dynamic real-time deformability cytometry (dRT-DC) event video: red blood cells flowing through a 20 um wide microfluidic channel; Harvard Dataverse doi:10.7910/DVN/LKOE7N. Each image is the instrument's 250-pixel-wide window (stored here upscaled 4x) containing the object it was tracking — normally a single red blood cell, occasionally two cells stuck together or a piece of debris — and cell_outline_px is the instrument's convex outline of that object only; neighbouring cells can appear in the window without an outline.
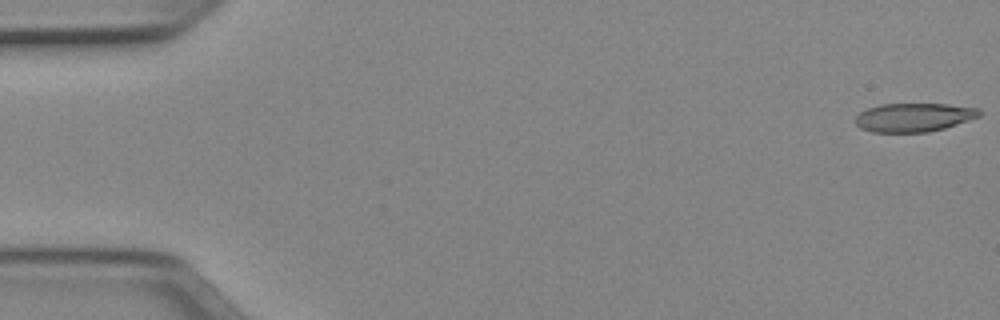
{"species": "Egyptian fruit bat (a non-hibernating species)", "species_latin": "Rousettus aegyptiacus", "temperature_condition": "cold", "stored_images_in_passage": 51, "camera_frame_rate_fps": 3000, "um_per_image_px": 0.085, "animal": {"sex": "female"}, "frame": {"image": 1, "passage_image": 1, "time_ms": 0.0, "image_size_px": [1000, 320], "cell_outline_px": [[980, 116], [944, 128], [928, 132], [872, 132], [860, 128], [856, 124], [856, 116], [860, 112], [868, 108], [880, 104], [948, 104], [980, 108]], "centroid_in_image_um": [77.67, 9.97], "position_along_channel_um": 7.3, "area_um2": 20.63}}
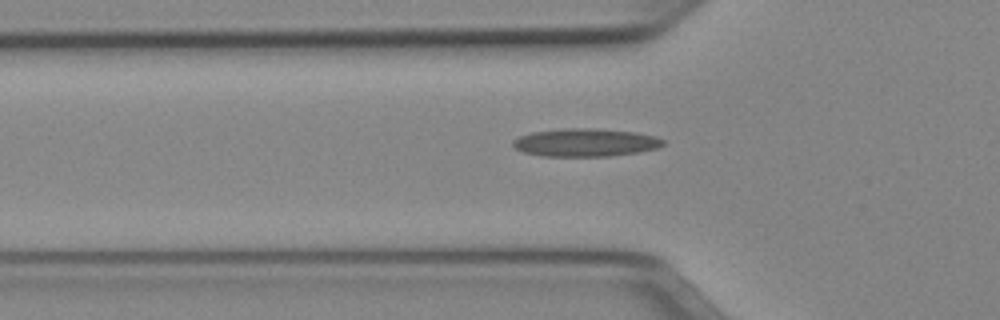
{"frame": {"image": 2, "passage_image": 17, "time_ms": 5.333, "image_size_px": [1000, 320], "cell_outline_px": [[664, 144], [656, 148], [640, 152], [608, 156], [540, 156], [524, 152], [516, 148], [512, 144], [512, 140], [520, 136], [532, 132], [564, 128], [596, 128], [636, 132], [656, 136], [664, 140]], "centroid_in_image_um": [49.77, 12.11], "position_along_channel_um": 76.0, "area_um2": 24.57}}
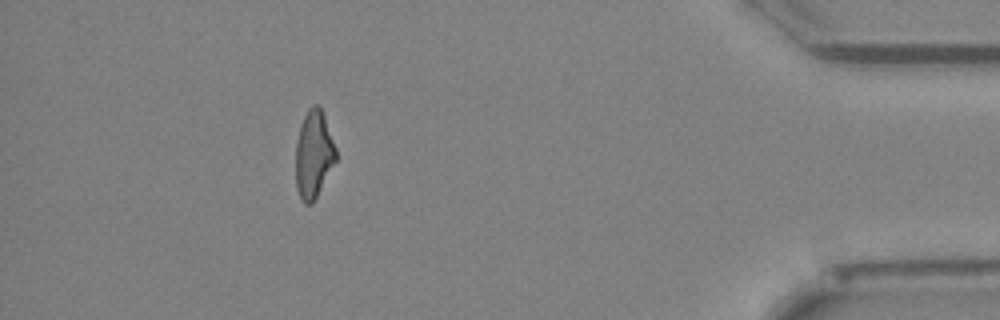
{"frame": {"image": 3, "passage_image": 46, "time_ms": 15.0, "image_size_px": [1000, 320], "cell_outline_px": [[336, 160], [312, 204], [304, 204], [296, 188], [296, 144], [300, 124], [308, 108], [312, 104], [316, 104], [320, 108], [324, 116], [336, 148]], "centroid_in_image_um": [26.65, 13.11], "position_along_channel_um": 408.6, "area_um2": 20.29}, "authors_computed_cell_mechanics": {"area_um2": 21.9062, "velocity_mm_per_s": 3.97, "shape_relaxation_time_tau1_ms": null, "shape_relaxation_time_tau2_ms": 3.0652, "deformation_change_tau1": null, "deformation_change_tau2": 0.1437}}